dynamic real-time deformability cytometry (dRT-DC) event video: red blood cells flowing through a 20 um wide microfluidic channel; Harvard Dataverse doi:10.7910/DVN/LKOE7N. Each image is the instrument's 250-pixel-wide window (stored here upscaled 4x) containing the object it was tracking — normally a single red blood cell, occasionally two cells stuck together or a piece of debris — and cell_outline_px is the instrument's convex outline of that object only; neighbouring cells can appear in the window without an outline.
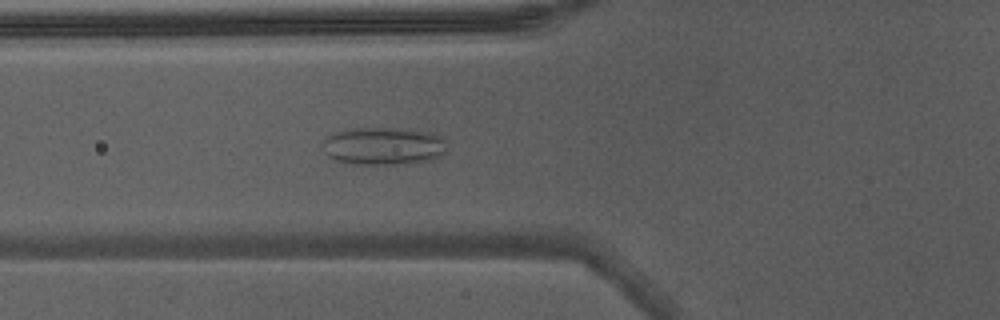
{"species": "Egyptian fruit bat (a non-hibernating species)", "species_latin": "Rousettus aegyptiacus", "temperature_condition": "warm", "stored_images_in_passage": 5, "camera_frame_rate_fps": 3000, "um_per_image_px": 0.085, "animal": {"sex": "male"}, "frame": {"image": 1, "passage_image": 5, "time_ms": 1.333, "image_size_px": [1000, 320], "cell_outline_px": [[444, 152], [440, 156], [432, 160], [404, 164], [352, 164], [336, 160], [328, 156], [324, 152], [324, 140], [328, 136], [336, 132], [352, 128], [396, 128], [432, 132], [440, 136], [444, 140]], "centroid_in_image_um": [32.59, 12.42], "position_along_channel_um": 93.2, "area_um2": 27.28}}